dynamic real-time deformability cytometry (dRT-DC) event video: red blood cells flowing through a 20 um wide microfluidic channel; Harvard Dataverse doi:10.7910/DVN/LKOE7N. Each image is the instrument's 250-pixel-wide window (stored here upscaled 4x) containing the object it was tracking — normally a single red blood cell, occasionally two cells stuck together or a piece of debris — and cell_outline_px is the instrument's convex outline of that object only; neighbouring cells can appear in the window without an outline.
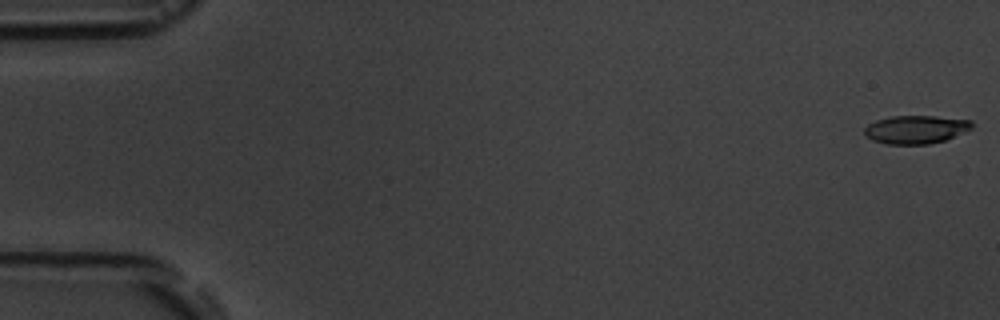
{"species": "common noctule bat (a hibernating species)", "species_latin": "Nyctalus noctula", "temperature_condition": "room temperature", "stored_images_in_passage": 3, "camera_frame_rate_fps": 3000, "um_per_image_px": 0.085, "animal": {"sex": "male", "body_mass_g": 19.5, "forearm_length_mm": 54.6}, "frame": {"image": 1, "passage_image": 1, "time_ms": 0.0, "image_size_px": [1000, 320], "cell_outline_px": [[972, 128], [944, 140], [928, 144], [888, 144], [872, 140], [864, 132], [864, 128], [868, 124], [876, 120], [892, 116], [936, 116], [972, 120]], "centroid_in_image_um": [77.83, 10.99], "position_along_channel_um": 7.2, "area_um2": 17.51}}
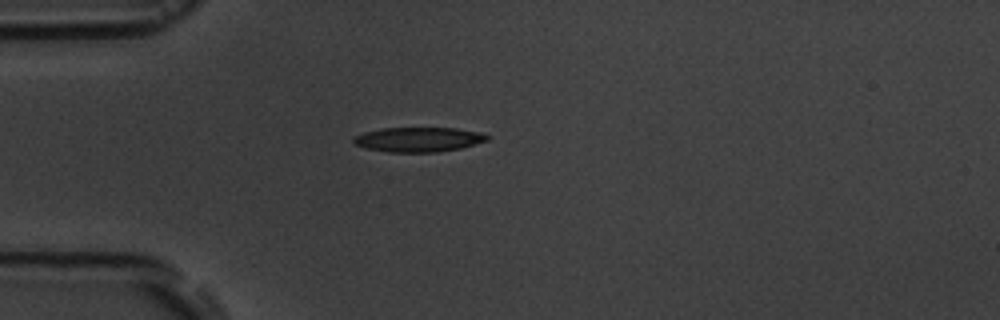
{"frame": {"image": 2, "passage_image": 3, "time_ms": 5.0, "image_size_px": [1000, 320], "cell_outline_px": [[492, 136], [488, 140], [460, 148], [436, 152], [388, 152], [364, 148], [356, 144], [352, 140], [356, 136], [364, 132], [384, 128], [456, 128], [484, 132]], "centroid_in_image_um": [35.63, 11.85], "position_along_channel_um": 49.4, "area_um2": 19.25}}